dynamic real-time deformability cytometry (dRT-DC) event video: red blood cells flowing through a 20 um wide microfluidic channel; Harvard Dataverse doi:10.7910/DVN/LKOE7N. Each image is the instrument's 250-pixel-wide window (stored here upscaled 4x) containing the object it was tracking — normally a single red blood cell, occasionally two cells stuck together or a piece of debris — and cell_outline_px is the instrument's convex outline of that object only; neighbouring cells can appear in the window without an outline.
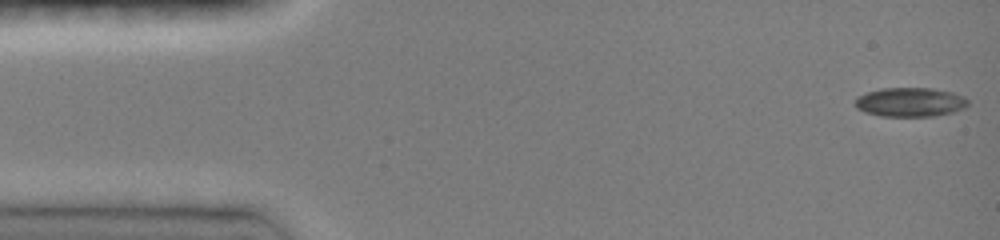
{"species": "common noctule bat (a hibernating species)", "species_latin": "Nyctalus noctula", "temperature_condition": "room temperature", "stored_images_in_passage": 46, "camera_frame_rate_fps": 3000, "um_per_image_px": 0.085, "animal": {"sex": "female", "body_mass_g": 19.0, "forearm_length_mm": 51.5}, "frame": {"image": 1, "passage_image": 1, "time_ms": 0.0, "image_size_px": [1000, 240], "cell_outline_px": [[968, 104], [964, 108], [952, 112], [936, 116], [880, 116], [864, 112], [856, 108], [856, 96], [880, 88], [932, 88], [952, 92], [964, 96], [968, 100]], "centroid_in_image_um": [77.36, 8.68], "position_along_channel_um": 7.6, "area_um2": 19.25}}
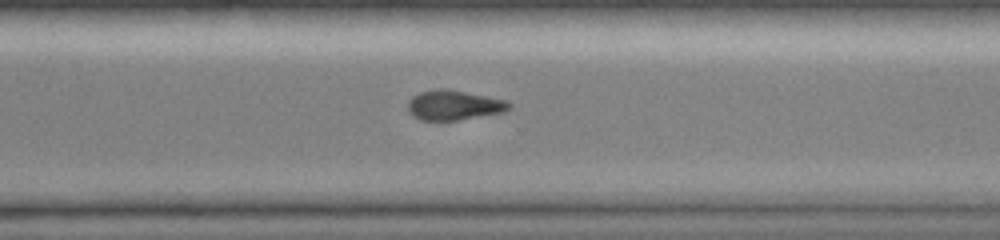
{"frame": {"image": 2, "passage_image": 33, "time_ms": 10.667, "image_size_px": [1000, 240], "cell_outline_px": [[512, 108], [504, 112], [456, 120], [420, 120], [412, 116], [408, 112], [408, 100], [412, 96], [420, 92], [440, 88], [488, 96], [508, 100], [512, 104]], "centroid_in_image_um": [38.59, 8.94], "position_along_channel_um": 332.0, "area_um2": 17.63}}
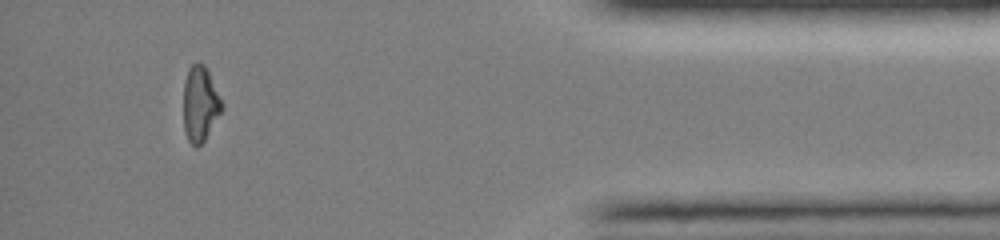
{"frame": {"image": 3, "passage_image": 42, "time_ms": 13.667, "image_size_px": [1000, 240], "cell_outline_px": [[224, 108], [204, 140], [196, 148], [188, 140], [184, 132], [184, 80], [188, 68], [192, 64], [204, 64], [224, 104]], "centroid_in_image_um": [17.01, 8.84], "position_along_channel_um": 418.2, "area_um2": 16.76}}